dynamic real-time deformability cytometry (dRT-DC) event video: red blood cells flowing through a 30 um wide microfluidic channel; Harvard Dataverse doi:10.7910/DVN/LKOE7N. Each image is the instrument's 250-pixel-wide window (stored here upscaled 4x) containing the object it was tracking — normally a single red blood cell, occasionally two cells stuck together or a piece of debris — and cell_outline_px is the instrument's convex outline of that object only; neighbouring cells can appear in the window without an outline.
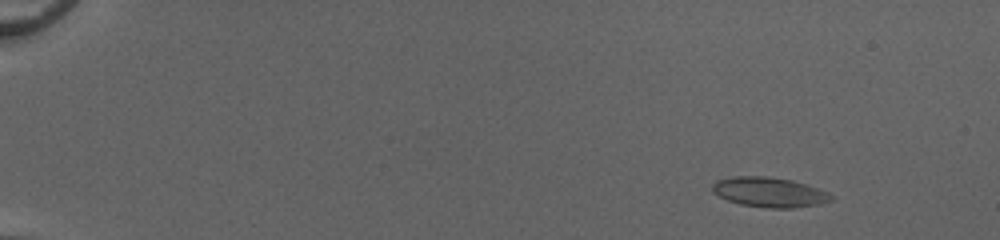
{"species": "common noctule bat (a hibernating species)", "species_latin": "Nyctalus noctula", "temperature_condition": "cold", "stored_images_in_passage": 53, "camera_frame_rate_fps": 3000, "um_per_image_px": 0.085, "animal": {"sex": "female", "body_mass_g": 20.0, "forearm_length_mm": 54.0}, "frame": {"image": 1, "passage_image": 7, "time_ms": 2.0, "image_size_px": [1000, 240], "cell_outline_px": [[832, 200], [820, 204], [792, 208], [768, 208], [740, 204], [728, 200], [712, 192], [712, 184], [716, 180], [732, 176], [764, 176], [792, 180], [808, 184], [828, 192], [832, 196]], "centroid_in_image_um": [65.39, 16.33], "position_along_channel_um": 19.6, "area_um2": 20.75}}
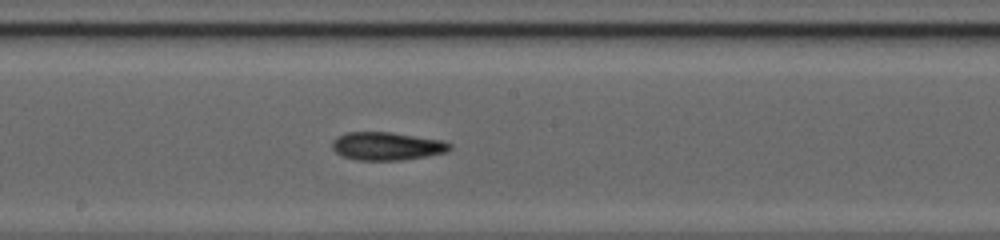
{"frame": {"image": 2, "passage_image": 32, "time_ms": 10.333, "image_size_px": [1000, 240], "cell_outline_px": [[452, 148], [448, 152], [428, 156], [400, 160], [356, 160], [344, 156], [336, 152], [332, 148], [332, 140], [336, 136], [348, 132], [392, 132], [444, 140], [452, 144]], "centroid_in_image_um": [32.92, 12.41], "position_along_channel_um": 215.3, "area_um2": 19.48}}
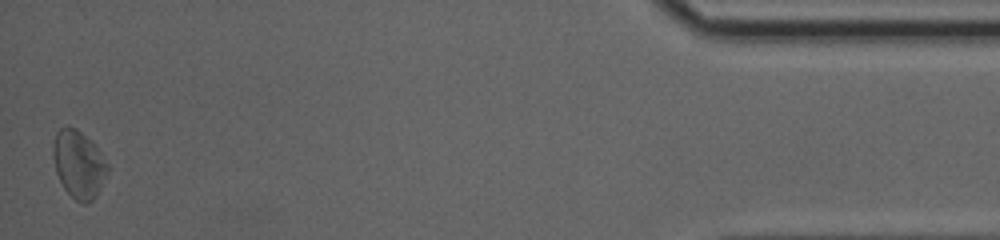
{"frame": {"image": 3, "passage_image": 53, "time_ms": 17.333, "image_size_px": [1000, 240], "cell_outline_px": [[108, 172], [96, 196], [92, 200], [84, 204], [76, 200], [64, 188], [56, 172], [52, 156], [52, 148], [56, 132], [64, 124], [68, 124], [76, 128], [100, 152], [108, 164]], "centroid_in_image_um": [6.66, 13.94], "position_along_channel_um": 428.5, "area_um2": 21.27}, "authors_computed_cell_mechanics": {"area_um2": 19.4208, "velocity_mm_per_s": 4.0987, "shape_relaxation_time_tau1_ms": 2.7197, "shape_relaxation_time_tau2_ms": 5.1693, "deformation_change_tau1": 0.0981, "deformation_change_tau2": 0.1609}}